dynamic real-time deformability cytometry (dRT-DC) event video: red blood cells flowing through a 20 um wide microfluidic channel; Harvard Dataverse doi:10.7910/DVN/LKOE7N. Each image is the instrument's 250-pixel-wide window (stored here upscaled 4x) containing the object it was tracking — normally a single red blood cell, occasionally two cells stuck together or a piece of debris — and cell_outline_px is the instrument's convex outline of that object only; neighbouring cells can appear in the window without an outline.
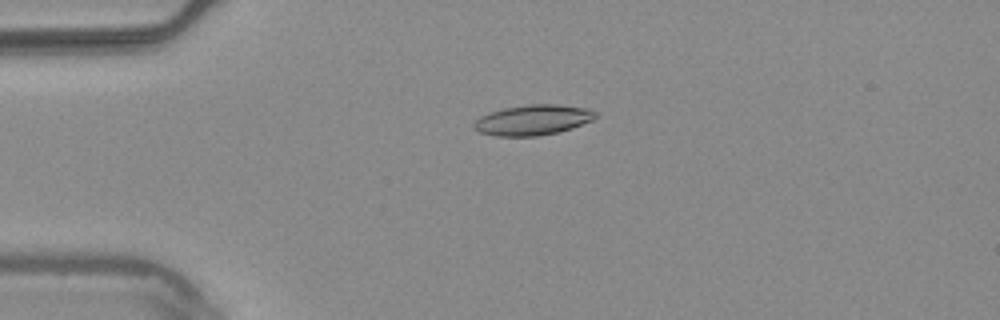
{"species": "common noctule bat (a hibernating species)", "species_latin": "Nyctalus noctula", "temperature_condition": "warm", "stored_images_in_passage": 53, "camera_frame_rate_fps": 3000, "um_per_image_px": 0.085, "animal": {"sex": "male", "body_mass_g": 20.4}, "frame": {"image": 1, "passage_image": 12, "time_ms": 3.667, "image_size_px": [1000, 320], "cell_outline_px": [[596, 116], [592, 120], [572, 128], [556, 132], [536, 136], [496, 136], [480, 132], [472, 128], [472, 124], [480, 116], [504, 108], [528, 104], [556, 104], [588, 108], [596, 112]], "centroid_in_image_um": [45.28, 10.19], "position_along_channel_um": 39.7, "area_um2": 21.39}}
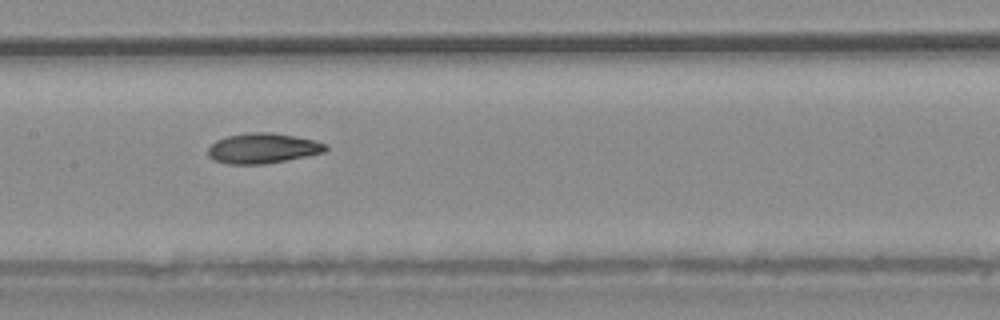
{"frame": {"image": 2, "passage_image": 26, "time_ms": 8.333, "image_size_px": [1000, 320], "cell_outline_px": [[328, 148], [324, 152], [264, 164], [228, 164], [216, 160], [208, 156], [208, 148], [216, 140], [224, 136], [248, 132], [272, 132], [296, 136], [316, 140], [328, 144]], "centroid_in_image_um": [22.33, 12.58], "position_along_channel_um": 185.1, "area_um2": 20.75}}
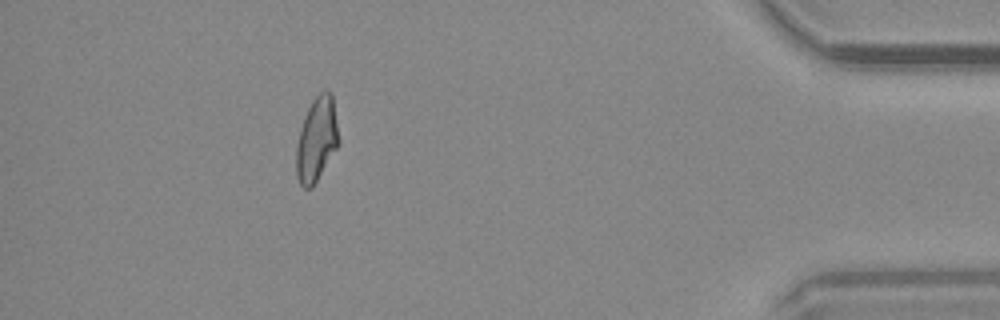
{"frame": {"image": 3, "passage_image": 48, "time_ms": 15.667, "image_size_px": [1000, 320], "cell_outline_px": [[336, 148], [312, 188], [304, 188], [300, 184], [296, 176], [296, 148], [300, 128], [304, 116], [312, 100], [324, 88], [332, 92], [336, 124]], "centroid_in_image_um": [26.86, 11.83], "position_along_channel_um": 408.3, "area_um2": 20.35}, "authors_computed_cell_mechanics": {"area_um2": 20.6346, "velocity_mm_per_s": 3.7467, "shape_relaxation_time_tau1_ms": null, "shape_relaxation_time_tau2_ms": 4.3949, "deformation_change_tau1": null, "deformation_change_tau2": 0.1111}}